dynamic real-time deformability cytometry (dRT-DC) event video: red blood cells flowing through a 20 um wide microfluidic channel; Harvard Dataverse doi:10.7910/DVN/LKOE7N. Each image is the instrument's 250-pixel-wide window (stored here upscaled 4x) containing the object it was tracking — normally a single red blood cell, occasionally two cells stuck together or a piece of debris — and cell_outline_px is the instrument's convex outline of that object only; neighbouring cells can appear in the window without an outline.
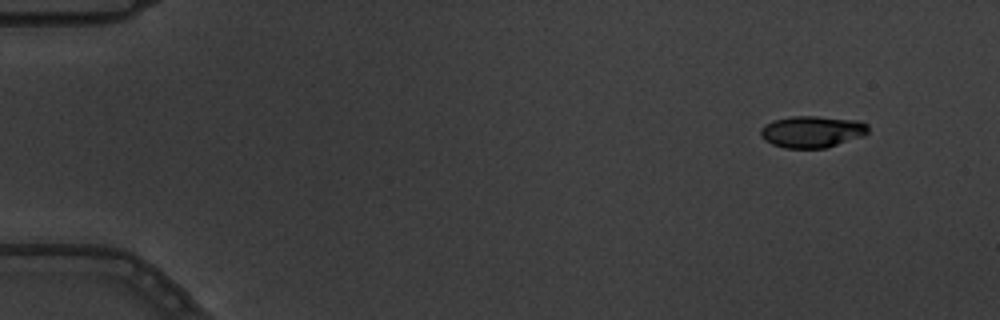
{"species": "common noctule bat (a hibernating species)", "species_latin": "Nyctalus noctula", "temperature_condition": "warm", "stored_images_in_passage": 4, "camera_frame_rate_fps": 3000, "um_per_image_px": 0.085, "animal": {"sex": "male", "body_mass_g": 19.5, "forearm_length_mm": 54.6}, "frame": {"image": 1, "passage_image": 1, "time_ms": 0.0, "image_size_px": [1000, 320], "cell_outline_px": [[868, 132], [864, 136], [824, 148], [784, 148], [772, 144], [764, 140], [760, 136], [760, 128], [764, 124], [772, 120], [788, 116], [816, 116], [860, 120], [868, 124]], "centroid_in_image_um": [69.0, 11.18], "position_along_channel_um": 16.0, "area_um2": 20.17}}
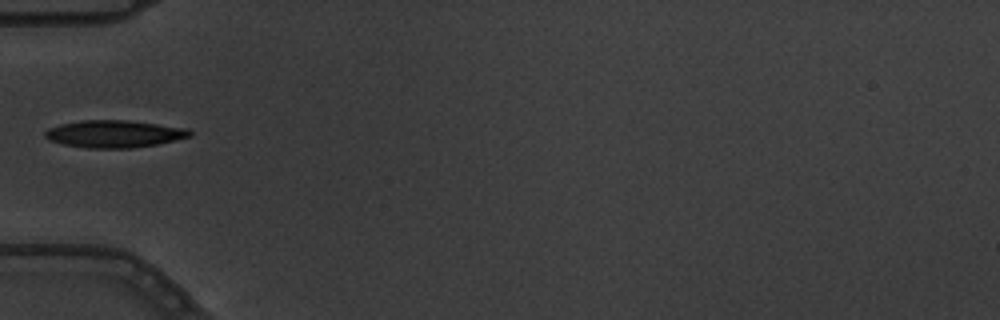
{"frame": {"image": 2, "passage_image": 4, "time_ms": 1.0, "image_size_px": [1000, 320], "cell_outline_px": [[192, 136], [156, 144], [128, 148], [88, 148], [64, 144], [48, 140], [44, 136], [44, 132], [48, 128], [60, 124], [80, 120], [128, 120], [188, 128], [192, 132]], "centroid_in_image_um": [9.69, 11.37], "position_along_channel_um": 75.3, "area_um2": 23.0}}